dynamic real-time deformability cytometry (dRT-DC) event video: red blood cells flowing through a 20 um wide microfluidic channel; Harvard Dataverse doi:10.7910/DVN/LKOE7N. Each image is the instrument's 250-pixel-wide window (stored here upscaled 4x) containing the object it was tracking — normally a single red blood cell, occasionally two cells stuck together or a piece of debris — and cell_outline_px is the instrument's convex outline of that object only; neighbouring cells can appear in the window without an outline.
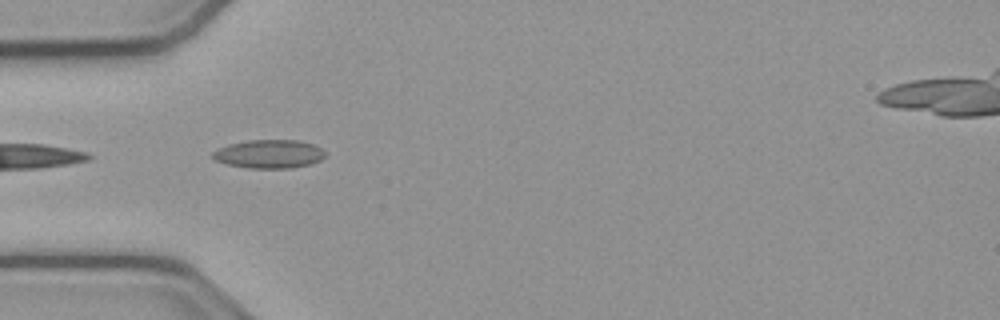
{"species": "common noctule bat (a hibernating species)", "species_latin": "Nyctalus noctula", "temperature_condition": "cold", "stored_images_in_passage": 35, "camera_frame_rate_fps": 3000, "um_per_image_px": 0.085, "animal": {"sex": "male", "body_mass_g": 23.1, "forearm_length_mm": 52.7}, "frame": {"image": 1, "passage_image": 1, "time_ms": 0.0, "image_size_px": [1000, 320], "cell_outline_px": [[324, 156], [320, 160], [308, 164], [292, 168], [248, 168], [228, 164], [216, 160], [212, 156], [212, 152], [216, 148], [228, 144], [248, 140], [296, 140], [312, 144], [320, 148], [324, 152]], "centroid_in_image_um": [22.82, 13.08], "position_along_channel_um": 62.2, "area_um2": 18.55}}
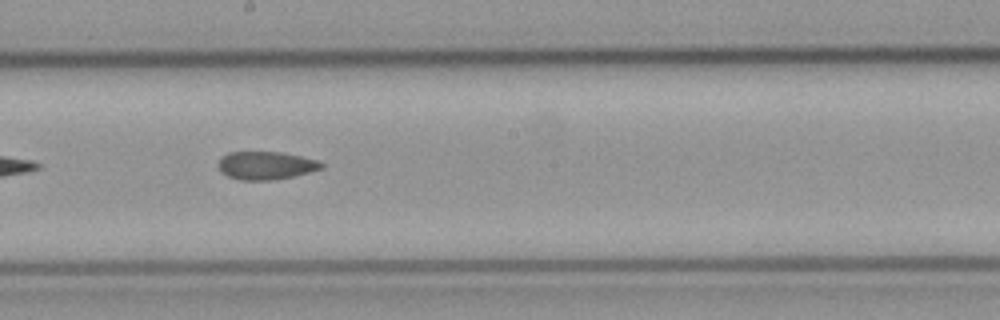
{"frame": {"image": 2, "passage_image": 14, "time_ms": 4.333, "image_size_px": [1000, 320], "cell_outline_px": [[324, 168], [292, 176], [272, 180], [240, 180], [228, 176], [220, 172], [216, 164], [220, 156], [228, 152], [280, 152], [320, 160], [324, 164]], "centroid_in_image_um": [22.56, 14.06], "position_along_channel_um": 225.6, "area_um2": 17.05}}
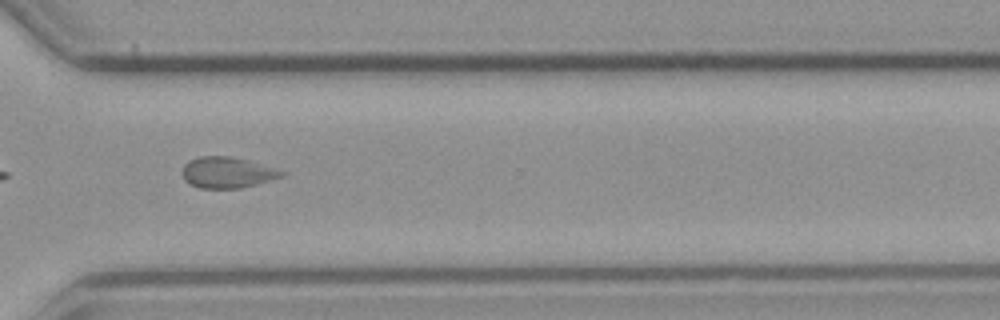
{"frame": {"image": 3, "passage_image": 24, "time_ms": 7.667, "image_size_px": [1000, 320], "cell_outline_px": [[288, 172], [284, 176], [256, 184], [240, 188], [200, 188], [184, 180], [184, 164], [188, 160], [200, 156], [232, 156], [248, 160]], "centroid_in_image_um": [19.35, 14.65], "position_along_channel_um": 351.3, "area_um2": 17.86}, "authors_computed_cell_mechanics": {"area_um2": 17.3978, "velocity_mm_per_s": 3.7824, "shape_relaxation_time_tau1_ms": null, "shape_relaxation_time_tau2_ms": 3.3594, "deformation_change_tau1": null, "deformation_change_tau2": 0.1015}}